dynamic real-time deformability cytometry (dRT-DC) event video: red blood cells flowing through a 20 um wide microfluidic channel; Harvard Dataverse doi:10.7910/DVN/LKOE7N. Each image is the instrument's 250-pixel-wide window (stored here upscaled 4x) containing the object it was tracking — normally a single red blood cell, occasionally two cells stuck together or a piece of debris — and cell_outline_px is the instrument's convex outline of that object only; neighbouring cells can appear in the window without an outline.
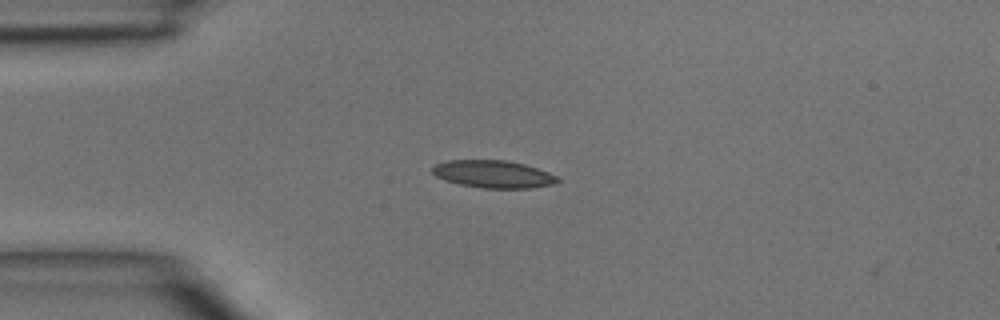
{"species": "common noctule bat (a hibernating species)", "species_latin": "Nyctalus noctula", "temperature_condition": "room temperature", "stored_images_in_passage": 1, "camera_frame_rate_fps": 3000, "um_per_image_px": 0.085, "animal": {"sex": "male", "body_mass_g": 15.6}, "frame": {"image": 1, "passage_image": 1, "time_ms": 0.0, "image_size_px": [1000, 320], "cell_outline_px": [[560, 180], [552, 184], [528, 188], [484, 188], [460, 184], [444, 180], [436, 176], [432, 172], [432, 168], [436, 164], [448, 160], [504, 160], [524, 164], [548, 172], [556, 176]], "centroid_in_image_um": [41.9, 14.8], "position_along_channel_um": 43.1, "area_um2": 19.83}}